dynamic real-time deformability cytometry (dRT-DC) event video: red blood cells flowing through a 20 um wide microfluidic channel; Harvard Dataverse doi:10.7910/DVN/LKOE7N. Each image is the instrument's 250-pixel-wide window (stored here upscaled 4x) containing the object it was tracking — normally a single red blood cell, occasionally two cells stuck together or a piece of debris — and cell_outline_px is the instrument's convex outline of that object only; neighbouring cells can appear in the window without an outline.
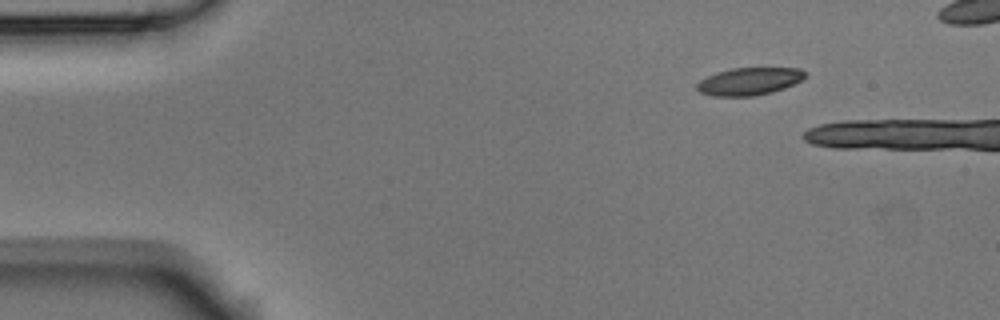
{"species": "Egyptian fruit bat (a non-hibernating species)", "species_latin": "Rousettus aegyptiacus", "temperature_condition": "room temperature", "stored_images_in_passage": 2, "camera_frame_rate_fps": 3000, "um_per_image_px": 0.085, "animal": {"sex": "male"}, "frame": {"image": 1, "passage_image": 1, "time_ms": 0.0, "image_size_px": [1000, 320], "cell_outline_px": [[808, 76], [784, 88], [772, 92], [752, 96], [712, 96], [700, 92], [696, 88], [696, 84], [700, 80], [716, 72], [732, 68], [800, 68]], "centroid_in_image_um": [63.66, 6.91], "position_along_channel_um": 21.3, "area_um2": 17.28}}